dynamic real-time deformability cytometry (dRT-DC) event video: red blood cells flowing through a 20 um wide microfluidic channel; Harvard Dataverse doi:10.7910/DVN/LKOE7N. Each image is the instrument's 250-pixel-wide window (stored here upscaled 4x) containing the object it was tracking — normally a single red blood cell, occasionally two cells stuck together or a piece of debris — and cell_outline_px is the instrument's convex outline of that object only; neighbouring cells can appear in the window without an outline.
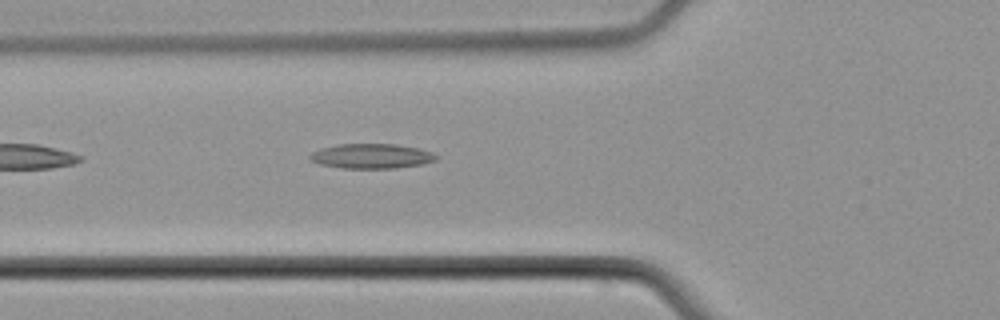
{"species": "common noctule bat (a hibernating species)", "species_latin": "Nyctalus noctula", "temperature_condition": "cold", "stored_images_in_passage": 5, "camera_frame_rate_fps": 3000, "um_per_image_px": 0.085, "animal": {"sex": "male", "body_mass_g": 21.5, "forearm_length_mm": 52.0}, "frame": {"image": 1, "passage_image": 5, "time_ms": 6.333, "image_size_px": [1000, 320], "cell_outline_px": [[440, 156], [436, 160], [424, 164], [396, 168], [340, 168], [320, 164], [312, 160], [308, 156], [312, 152], [320, 148], [340, 144], [396, 144], [420, 148], [432, 152]], "centroid_in_image_um": [31.62, 13.27], "position_along_channel_um": 94.2, "area_um2": 18.38}}